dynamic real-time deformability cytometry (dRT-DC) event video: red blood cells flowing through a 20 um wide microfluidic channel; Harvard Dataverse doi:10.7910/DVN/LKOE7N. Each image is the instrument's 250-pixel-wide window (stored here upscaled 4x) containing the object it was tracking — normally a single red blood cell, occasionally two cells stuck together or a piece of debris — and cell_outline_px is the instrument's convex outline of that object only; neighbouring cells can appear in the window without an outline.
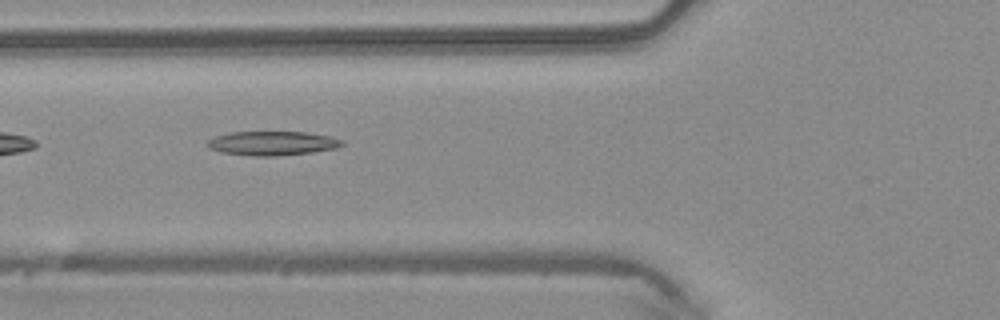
{"species": "common noctule bat (a hibernating species)", "species_latin": "Nyctalus noctula", "temperature_condition": "warm", "stored_images_in_passage": 3, "camera_frame_rate_fps": 3000, "um_per_image_px": 0.085, "animal": {"sex": "male", "body_mass_g": 20.4}, "frame": {"image": 1, "passage_image": 3, "time_ms": 0.667, "image_size_px": [1000, 320], "cell_outline_px": [[344, 144], [336, 148], [312, 152], [276, 156], [252, 156], [220, 152], [208, 148], [204, 144], [208, 140], [216, 136], [232, 132], [308, 132], [328, 136], [344, 140]], "centroid_in_image_um": [23.12, 12.18], "position_along_channel_um": 102.7, "area_um2": 19.02}}